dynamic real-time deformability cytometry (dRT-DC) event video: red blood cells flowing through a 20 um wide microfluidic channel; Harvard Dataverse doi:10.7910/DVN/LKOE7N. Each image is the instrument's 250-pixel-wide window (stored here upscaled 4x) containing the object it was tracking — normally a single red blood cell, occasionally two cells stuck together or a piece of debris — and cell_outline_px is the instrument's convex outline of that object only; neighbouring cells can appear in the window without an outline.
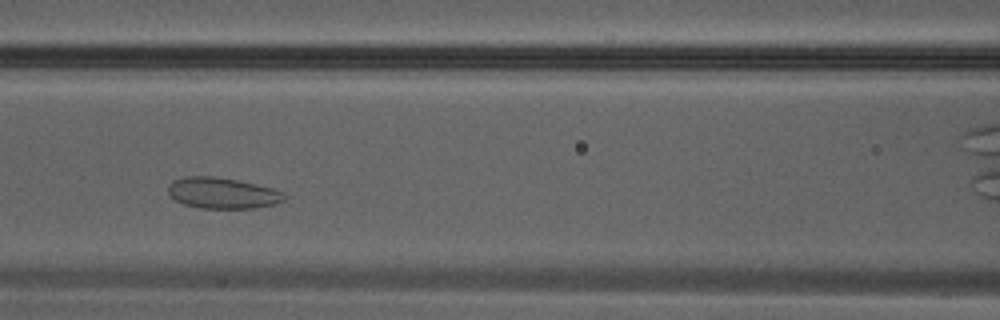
{"species": "Egyptian fruit bat (a non-hibernating species)", "species_latin": "Rousettus aegyptiacus", "temperature_condition": "warm", "stored_images_in_passage": 11, "camera_frame_rate_fps": 3000, "um_per_image_px": 0.085, "animal": {"sex": "male"}, "frame": {"image": 1, "passage_image": 5, "time_ms": 1.333, "image_size_px": [1000, 320], "cell_outline_px": [[288, 196], [284, 200], [276, 204], [256, 208], [200, 208], [184, 204], [176, 200], [168, 192], [168, 184], [172, 180], [184, 176], [216, 176], [256, 184], [272, 188], [284, 192]], "centroid_in_image_um": [18.92, 16.4], "position_along_channel_um": 147.7, "area_um2": 21.15}}
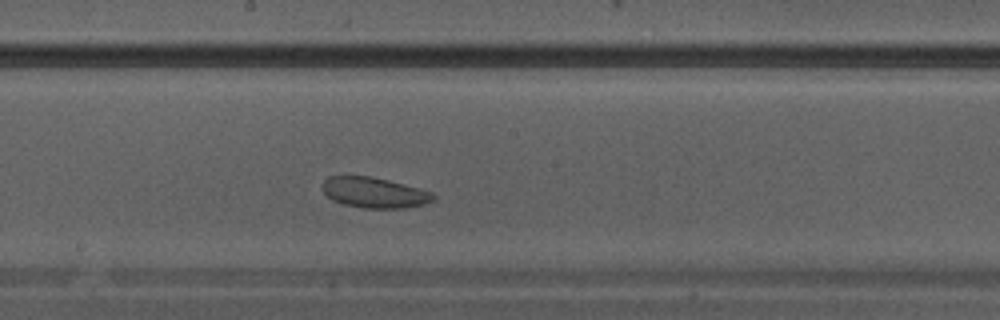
{"frame": {"image": 2, "passage_image": 8, "time_ms": 2.333, "image_size_px": [1000, 320], "cell_outline_px": [[436, 196], [432, 200], [420, 204], [404, 208], [364, 208], [344, 204], [332, 200], [320, 188], [324, 180], [328, 176], [368, 176], [388, 180], [432, 192]], "centroid_in_image_um": [31.75, 16.36], "position_along_channel_um": 216.4, "area_um2": 19.48}}
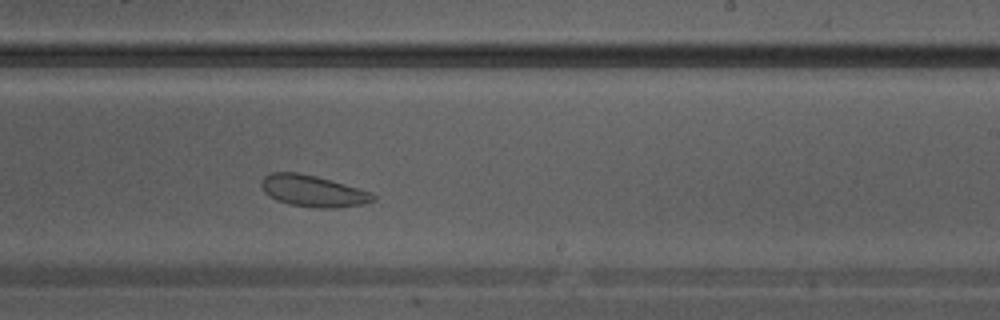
{"frame": {"image": 3, "passage_image": 10, "time_ms": 3.0, "image_size_px": [1000, 320], "cell_outline_px": [[376, 200], [364, 204], [340, 208], [316, 208], [288, 204], [276, 200], [268, 196], [264, 192], [260, 184], [260, 180], [264, 176], [272, 172], [296, 172], [316, 176], [372, 192], [376, 196]], "centroid_in_image_um": [26.59, 16.25], "position_along_channel_um": 262.4, "area_um2": 20.75}}